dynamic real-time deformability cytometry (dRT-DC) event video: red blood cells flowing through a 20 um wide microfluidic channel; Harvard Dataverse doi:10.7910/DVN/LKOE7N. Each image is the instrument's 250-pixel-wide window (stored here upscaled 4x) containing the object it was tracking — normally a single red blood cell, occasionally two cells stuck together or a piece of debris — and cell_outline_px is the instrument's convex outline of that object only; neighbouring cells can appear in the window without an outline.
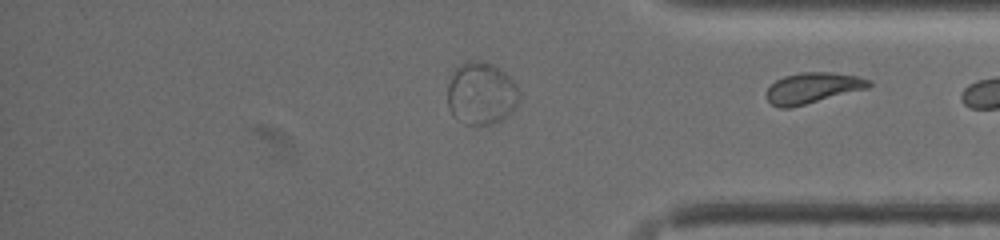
{"species": "common noctule bat (a hibernating species)", "species_latin": "Nyctalus noctula", "temperature_condition": "warm", "stored_images_in_passage": 22, "segment_of_instrument_passage": [3, 3], "camera_frame_rate_fps": 3000, "um_per_image_px": 0.085, "animal": {"sex": "female", "body_mass_g": 19.5, "forearm_length_mm": 54.1}, "frame": {"image": 1, "passage_image": 22, "time_ms": 18.333, "image_size_px": [1000, 240], "cell_outline_px": [[872, 84], [868, 88], [792, 108], [780, 108], [772, 104], [764, 96], [768, 88], [776, 80], [784, 76], [800, 72], [832, 72], [860, 76], [868, 80]], "centroid_in_image_um": [69.06, 7.48], "position_along_channel_um": 366.1, "area_um2": 18.5}}